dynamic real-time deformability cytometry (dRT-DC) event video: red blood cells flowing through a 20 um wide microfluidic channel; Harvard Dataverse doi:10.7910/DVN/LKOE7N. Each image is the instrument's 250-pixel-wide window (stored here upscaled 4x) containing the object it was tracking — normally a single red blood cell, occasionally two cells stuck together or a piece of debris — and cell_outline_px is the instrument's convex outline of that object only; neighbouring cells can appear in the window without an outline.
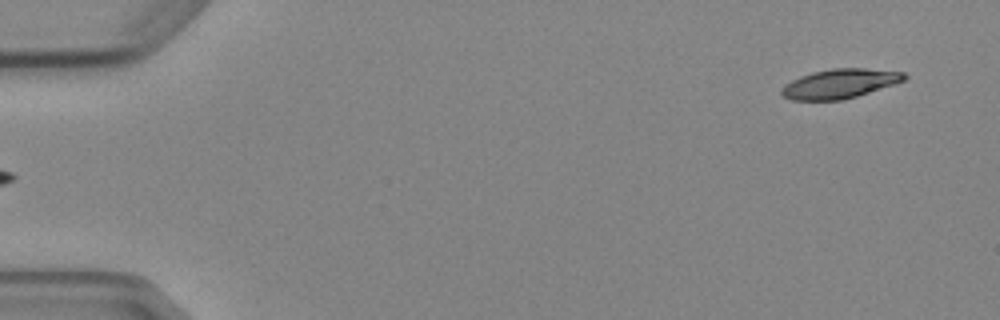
{"species": "Egyptian fruit bat (a non-hibernating species)", "species_latin": "Rousettus aegyptiacus", "temperature_condition": "cold", "stored_images_in_passage": 5, "segment_of_instrument_passage": [2, 2], "camera_frame_rate_fps": 3000, "um_per_image_px": 0.085, "animal": {"sex": "female"}, "frame": {"image": 1, "passage_image": 5, "time_ms": 5.667, "image_size_px": [1000, 320], "cell_outline_px": [[908, 76], [904, 80], [896, 84], [856, 96], [840, 100], [792, 100], [780, 96], [780, 88], [784, 84], [800, 76], [812, 72], [832, 68], [864, 68], [904, 72]], "centroid_in_image_um": [71.35, 7.11], "position_along_channel_um": 13.7, "area_um2": 21.15}}